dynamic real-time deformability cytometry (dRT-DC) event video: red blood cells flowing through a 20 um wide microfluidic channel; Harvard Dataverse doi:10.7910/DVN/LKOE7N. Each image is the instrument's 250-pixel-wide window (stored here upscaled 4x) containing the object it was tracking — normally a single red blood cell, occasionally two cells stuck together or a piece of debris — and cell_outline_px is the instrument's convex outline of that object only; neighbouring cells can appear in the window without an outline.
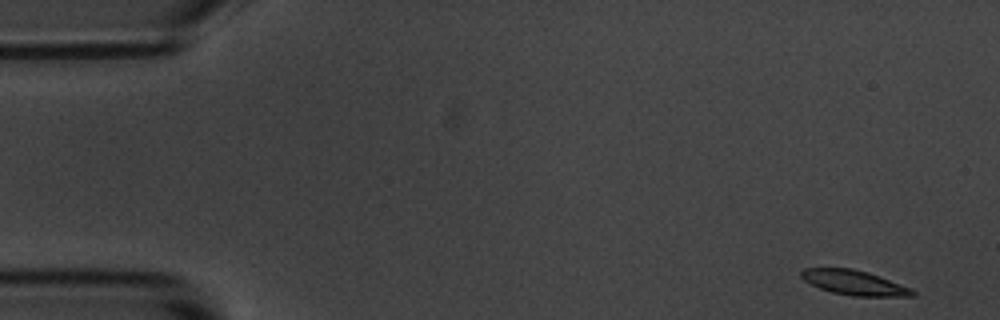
{"species": "common noctule bat (a hibernating species)", "species_latin": "Nyctalus noctula", "temperature_condition": "room temperature", "stored_images_in_passage": 53, "camera_frame_rate_fps": 3000, "um_per_image_px": 0.085, "animal": {"sex": "male", "body_mass_g": 20.1, "forearm_length_mm": 53.5}, "frame": {"image": 1, "passage_image": 1, "time_ms": 0.0, "image_size_px": [1000, 320], "cell_outline_px": [[916, 296], [852, 296], [832, 292], [820, 288], [804, 280], [800, 276], [800, 272], [804, 268], [852, 268], [868, 272], [912, 288], [916, 292]], "centroid_in_image_um": [72.63, 24.02], "position_along_channel_um": 12.4, "area_um2": 16.01}}
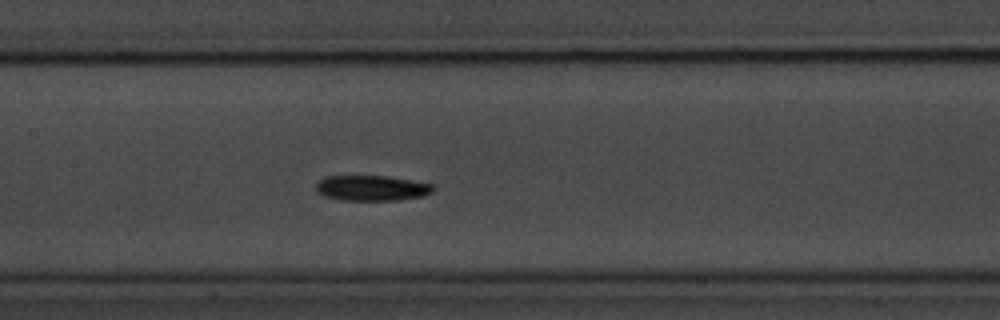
{"frame": {"image": 2, "passage_image": 24, "time_ms": 7.667, "image_size_px": [1000, 320], "cell_outline_px": [[436, 188], [432, 192], [424, 196], [400, 200], [340, 200], [324, 196], [316, 192], [316, 184], [324, 176], [388, 176], [432, 184]], "centroid_in_image_um": [31.6, 15.99], "position_along_channel_um": 175.8, "area_um2": 17.46}}
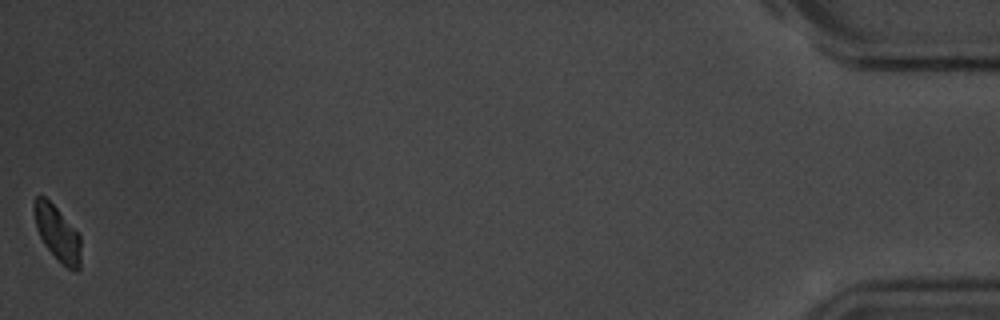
{"frame": {"image": 3, "passage_image": 53, "time_ms": 17.333, "image_size_px": [1000, 320], "cell_outline_px": [[80, 268], [76, 272], [68, 268], [44, 244], [36, 228], [32, 208], [32, 204], [36, 196], [44, 196], [56, 208], [80, 236]], "centroid_in_image_um": [4.85, 19.81], "position_along_channel_um": 430.4, "area_um2": 14.62}, "authors_computed_cell_mechanics": {"area_um2": 16.9354, "velocity_mm_per_s": 3.6369, "shape_relaxation_time_tau1_ms": 3.3351, "shape_relaxation_time_tau2_ms": null, "deformation_change_tau1": 0.0935, "deformation_change_tau2": null}}